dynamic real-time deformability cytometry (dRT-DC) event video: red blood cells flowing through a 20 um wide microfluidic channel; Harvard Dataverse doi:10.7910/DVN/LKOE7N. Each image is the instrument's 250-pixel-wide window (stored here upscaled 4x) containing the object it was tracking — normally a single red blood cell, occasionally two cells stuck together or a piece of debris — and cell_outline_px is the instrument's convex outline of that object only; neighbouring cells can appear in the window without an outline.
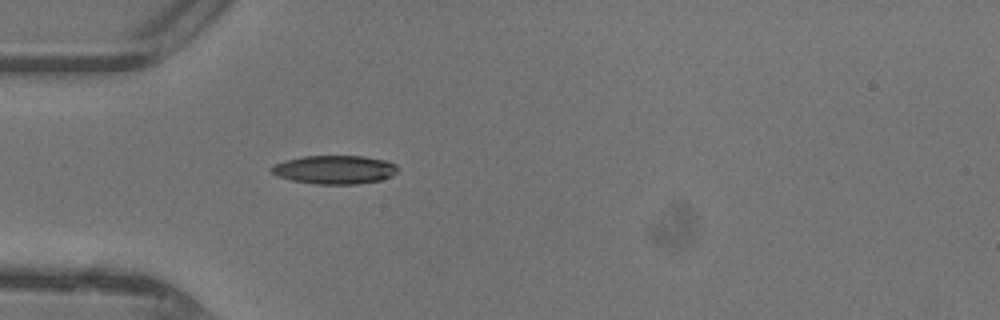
{"species": "common noctule bat (a hibernating species)", "species_latin": "Nyctalus noctula", "temperature_condition": "warm", "stored_images_in_passage": 33, "camera_frame_rate_fps": 3000, "um_per_image_px": 0.085, "animal": {"sex": "female"}, "frame": {"image": 1, "passage_image": 1, "time_ms": 0.0, "image_size_px": [1000, 320], "cell_outline_px": [[400, 168], [396, 172], [380, 180], [356, 184], [316, 184], [292, 180], [280, 176], [272, 172], [268, 168], [272, 164], [284, 160], [304, 156], [364, 156], [384, 160], [396, 164]], "centroid_in_image_um": [28.42, 14.41], "position_along_channel_um": 56.6, "area_um2": 20.98}}
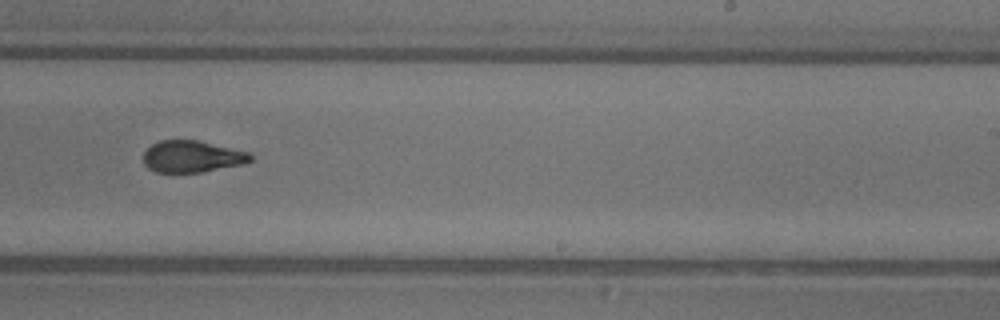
{"frame": {"image": 2, "passage_image": 16, "time_ms": 5.0, "image_size_px": [1000, 320], "cell_outline_px": [[252, 160], [240, 164], [200, 172], [156, 172], [148, 168], [144, 164], [144, 152], [152, 144], [160, 140], [196, 140], [248, 152], [252, 156]], "centroid_in_image_um": [16.27, 13.3], "position_along_channel_um": 272.7, "area_um2": 19.42}}
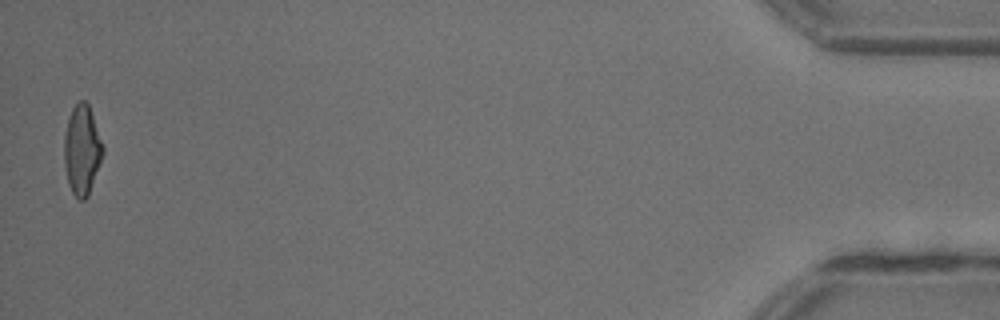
{"frame": {"image": 3, "passage_image": 33, "time_ms": 10.667, "image_size_px": [1000, 320], "cell_outline_px": [[104, 152], [88, 196], [84, 200], [80, 200], [72, 192], [68, 184], [64, 164], [64, 136], [68, 116], [72, 108], [80, 100], [84, 100], [88, 104], [104, 144]], "centroid_in_image_um": [6.97, 12.73], "position_along_channel_um": 428.2, "area_um2": 20.35}, "authors_computed_cell_mechanics": {"area_um2": 20.5768, "velocity_mm_per_s": 4.434, "shape_relaxation_time_tau1_ms": 5.6194, "shape_relaxation_time_tau2_ms": 1.8047, "deformation_change_tau1": 0.2069, "deformation_change_tau2": 0.0919}}